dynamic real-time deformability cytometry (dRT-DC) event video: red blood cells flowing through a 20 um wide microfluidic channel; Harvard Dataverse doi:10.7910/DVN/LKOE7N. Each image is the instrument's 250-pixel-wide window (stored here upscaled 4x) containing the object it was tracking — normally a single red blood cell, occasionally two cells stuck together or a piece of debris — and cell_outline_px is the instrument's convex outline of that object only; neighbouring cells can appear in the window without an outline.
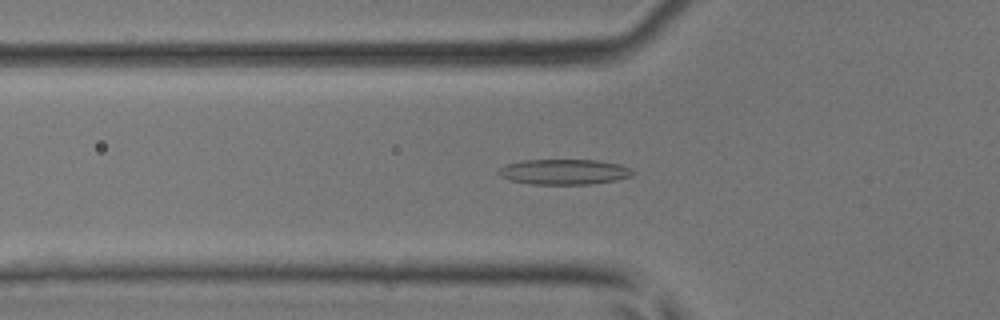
{"species": "common noctule bat (a hibernating species)", "species_latin": "Nyctalus noctula", "temperature_condition": "room temperature", "stored_images_in_passage": 33, "camera_frame_rate_fps": 3000, "um_per_image_px": 0.085, "animal": {"sex": "male", "body_mass_g": 17.9, "forearm_length_mm": 54.2}, "frame": {"image": 1, "passage_image": 4, "time_ms": 1.0, "image_size_px": [1000, 320], "cell_outline_px": [[636, 172], [632, 176], [616, 180], [592, 184], [532, 184], [512, 180], [500, 176], [496, 172], [500, 168], [508, 164], [524, 160], [596, 160], [620, 164], [632, 168]], "centroid_in_image_um": [48.01, 14.6], "position_along_channel_um": 77.8, "area_um2": 19.83}}
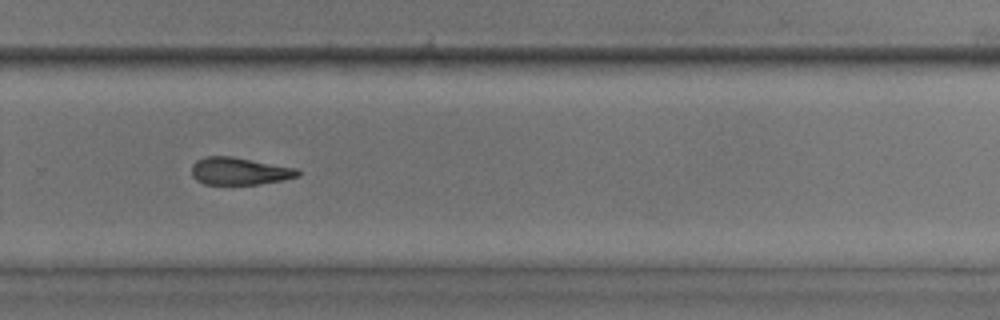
{"frame": {"image": 2, "passage_image": 19, "time_ms": 6.0, "image_size_px": [1000, 320], "cell_outline_px": [[300, 176], [284, 180], [260, 184], [204, 184], [196, 180], [192, 176], [192, 164], [196, 160], [204, 156], [232, 156], [296, 168], [300, 172]], "centroid_in_image_um": [20.34, 14.54], "position_along_channel_um": 309.5, "area_um2": 17.05}}
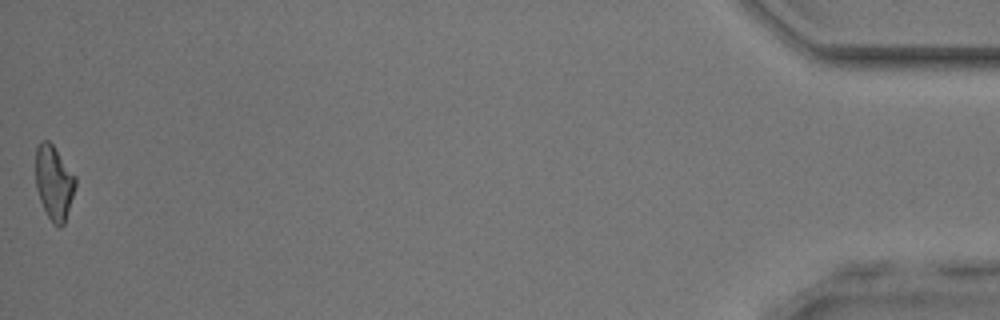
{"frame": {"image": 3, "passage_image": 33, "time_ms": 10.667, "image_size_px": [1000, 320], "cell_outline_px": [[76, 184], [64, 224], [60, 228], [52, 224], [40, 200], [36, 188], [36, 148], [40, 140], [48, 140], [52, 144], [76, 176]], "centroid_in_image_um": [4.58, 15.52], "position_along_channel_um": 430.6, "area_um2": 17.17}}